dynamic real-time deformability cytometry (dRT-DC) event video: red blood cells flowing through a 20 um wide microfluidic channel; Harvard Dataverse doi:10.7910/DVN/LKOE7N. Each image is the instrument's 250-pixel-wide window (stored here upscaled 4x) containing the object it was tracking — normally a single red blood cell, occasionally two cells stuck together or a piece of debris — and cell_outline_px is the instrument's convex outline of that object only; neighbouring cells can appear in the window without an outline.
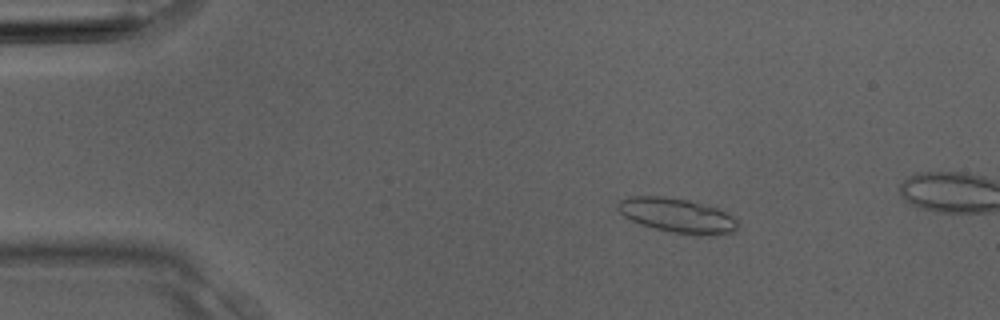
{"species": "Egyptian fruit bat (a non-hibernating species)", "species_latin": "Rousettus aegyptiacus", "temperature_condition": "room temperature", "stored_images_in_passage": 3, "camera_frame_rate_fps": 3000, "um_per_image_px": 0.085, "animal": {"sex": "male"}, "frame": {"image": 1, "passage_image": 2, "time_ms": 0.333, "image_size_px": [1000, 320], "cell_outline_px": [[736, 232], [712, 236], [672, 232], [640, 224], [624, 216], [616, 208], [616, 204], [620, 200], [628, 196], [664, 196], [688, 200], [716, 208], [732, 216], [736, 220]], "centroid_in_image_um": [57.54, 18.31], "position_along_channel_um": 27.5, "area_um2": 23.93}}